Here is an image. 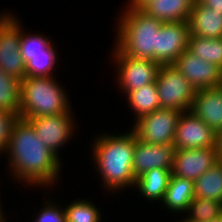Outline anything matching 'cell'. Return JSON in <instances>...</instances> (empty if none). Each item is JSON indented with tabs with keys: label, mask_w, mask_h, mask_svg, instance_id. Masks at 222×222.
<instances>
[{
	"label": "cell",
	"mask_w": 222,
	"mask_h": 222,
	"mask_svg": "<svg viewBox=\"0 0 222 222\" xmlns=\"http://www.w3.org/2000/svg\"><path fill=\"white\" fill-rule=\"evenodd\" d=\"M161 108L190 111L195 88L173 65H161L156 79Z\"/></svg>",
	"instance_id": "obj_5"
},
{
	"label": "cell",
	"mask_w": 222,
	"mask_h": 222,
	"mask_svg": "<svg viewBox=\"0 0 222 222\" xmlns=\"http://www.w3.org/2000/svg\"><path fill=\"white\" fill-rule=\"evenodd\" d=\"M1 201V200H0ZM0 205H2V203L0 202ZM3 208L0 206V222H7L4 215V211L2 210ZM3 211V212H2Z\"/></svg>",
	"instance_id": "obj_33"
},
{
	"label": "cell",
	"mask_w": 222,
	"mask_h": 222,
	"mask_svg": "<svg viewBox=\"0 0 222 222\" xmlns=\"http://www.w3.org/2000/svg\"><path fill=\"white\" fill-rule=\"evenodd\" d=\"M175 151L174 144H149L138 140L136 137L133 153V173L135 178L137 179L148 170L154 168L172 170Z\"/></svg>",
	"instance_id": "obj_14"
},
{
	"label": "cell",
	"mask_w": 222,
	"mask_h": 222,
	"mask_svg": "<svg viewBox=\"0 0 222 222\" xmlns=\"http://www.w3.org/2000/svg\"><path fill=\"white\" fill-rule=\"evenodd\" d=\"M220 160L217 146L179 149L175 151L171 173L195 182Z\"/></svg>",
	"instance_id": "obj_10"
},
{
	"label": "cell",
	"mask_w": 222,
	"mask_h": 222,
	"mask_svg": "<svg viewBox=\"0 0 222 222\" xmlns=\"http://www.w3.org/2000/svg\"><path fill=\"white\" fill-rule=\"evenodd\" d=\"M188 23L192 35L209 39L222 38V12H213L211 8L201 6L195 1Z\"/></svg>",
	"instance_id": "obj_17"
},
{
	"label": "cell",
	"mask_w": 222,
	"mask_h": 222,
	"mask_svg": "<svg viewBox=\"0 0 222 222\" xmlns=\"http://www.w3.org/2000/svg\"><path fill=\"white\" fill-rule=\"evenodd\" d=\"M187 50L222 69V38L209 39L190 34Z\"/></svg>",
	"instance_id": "obj_22"
},
{
	"label": "cell",
	"mask_w": 222,
	"mask_h": 222,
	"mask_svg": "<svg viewBox=\"0 0 222 222\" xmlns=\"http://www.w3.org/2000/svg\"><path fill=\"white\" fill-rule=\"evenodd\" d=\"M0 110L20 116V80L0 69Z\"/></svg>",
	"instance_id": "obj_23"
},
{
	"label": "cell",
	"mask_w": 222,
	"mask_h": 222,
	"mask_svg": "<svg viewBox=\"0 0 222 222\" xmlns=\"http://www.w3.org/2000/svg\"><path fill=\"white\" fill-rule=\"evenodd\" d=\"M207 222H222V215H220L219 217H217L213 220L207 221Z\"/></svg>",
	"instance_id": "obj_34"
},
{
	"label": "cell",
	"mask_w": 222,
	"mask_h": 222,
	"mask_svg": "<svg viewBox=\"0 0 222 222\" xmlns=\"http://www.w3.org/2000/svg\"><path fill=\"white\" fill-rule=\"evenodd\" d=\"M195 0H150L140 9L162 23L188 21Z\"/></svg>",
	"instance_id": "obj_16"
},
{
	"label": "cell",
	"mask_w": 222,
	"mask_h": 222,
	"mask_svg": "<svg viewBox=\"0 0 222 222\" xmlns=\"http://www.w3.org/2000/svg\"><path fill=\"white\" fill-rule=\"evenodd\" d=\"M50 39L41 34H26L21 27L20 52L24 63H27V55L47 54V46Z\"/></svg>",
	"instance_id": "obj_27"
},
{
	"label": "cell",
	"mask_w": 222,
	"mask_h": 222,
	"mask_svg": "<svg viewBox=\"0 0 222 222\" xmlns=\"http://www.w3.org/2000/svg\"><path fill=\"white\" fill-rule=\"evenodd\" d=\"M51 202H46V206L40 210L39 215L36 216L33 222H65L64 209L62 210L58 205L56 206L53 203L54 201Z\"/></svg>",
	"instance_id": "obj_29"
},
{
	"label": "cell",
	"mask_w": 222,
	"mask_h": 222,
	"mask_svg": "<svg viewBox=\"0 0 222 222\" xmlns=\"http://www.w3.org/2000/svg\"><path fill=\"white\" fill-rule=\"evenodd\" d=\"M172 65L196 91L222 85V69L196 57L188 50L183 52Z\"/></svg>",
	"instance_id": "obj_11"
},
{
	"label": "cell",
	"mask_w": 222,
	"mask_h": 222,
	"mask_svg": "<svg viewBox=\"0 0 222 222\" xmlns=\"http://www.w3.org/2000/svg\"><path fill=\"white\" fill-rule=\"evenodd\" d=\"M128 104L134 110L135 121L141 116L152 113L153 111L160 109V101L156 88V81L147 85H144L134 91L126 94Z\"/></svg>",
	"instance_id": "obj_21"
},
{
	"label": "cell",
	"mask_w": 222,
	"mask_h": 222,
	"mask_svg": "<svg viewBox=\"0 0 222 222\" xmlns=\"http://www.w3.org/2000/svg\"><path fill=\"white\" fill-rule=\"evenodd\" d=\"M194 182L185 178L171 175L168 187L162 199L163 206L171 212L181 213L188 209L194 196Z\"/></svg>",
	"instance_id": "obj_18"
},
{
	"label": "cell",
	"mask_w": 222,
	"mask_h": 222,
	"mask_svg": "<svg viewBox=\"0 0 222 222\" xmlns=\"http://www.w3.org/2000/svg\"><path fill=\"white\" fill-rule=\"evenodd\" d=\"M51 42L47 54L27 55L26 77H50L56 64V50Z\"/></svg>",
	"instance_id": "obj_24"
},
{
	"label": "cell",
	"mask_w": 222,
	"mask_h": 222,
	"mask_svg": "<svg viewBox=\"0 0 222 222\" xmlns=\"http://www.w3.org/2000/svg\"><path fill=\"white\" fill-rule=\"evenodd\" d=\"M181 113L174 109H157L137 119L132 131L138 140L149 144H173Z\"/></svg>",
	"instance_id": "obj_7"
},
{
	"label": "cell",
	"mask_w": 222,
	"mask_h": 222,
	"mask_svg": "<svg viewBox=\"0 0 222 222\" xmlns=\"http://www.w3.org/2000/svg\"><path fill=\"white\" fill-rule=\"evenodd\" d=\"M162 24L140 8L126 7L118 20L116 46L112 53L158 62V31Z\"/></svg>",
	"instance_id": "obj_3"
},
{
	"label": "cell",
	"mask_w": 222,
	"mask_h": 222,
	"mask_svg": "<svg viewBox=\"0 0 222 222\" xmlns=\"http://www.w3.org/2000/svg\"><path fill=\"white\" fill-rule=\"evenodd\" d=\"M20 23L11 13L0 14V69L21 81L26 66L20 52Z\"/></svg>",
	"instance_id": "obj_6"
},
{
	"label": "cell",
	"mask_w": 222,
	"mask_h": 222,
	"mask_svg": "<svg viewBox=\"0 0 222 222\" xmlns=\"http://www.w3.org/2000/svg\"><path fill=\"white\" fill-rule=\"evenodd\" d=\"M217 150L220 159H222V130L217 134Z\"/></svg>",
	"instance_id": "obj_32"
},
{
	"label": "cell",
	"mask_w": 222,
	"mask_h": 222,
	"mask_svg": "<svg viewBox=\"0 0 222 222\" xmlns=\"http://www.w3.org/2000/svg\"><path fill=\"white\" fill-rule=\"evenodd\" d=\"M186 220L207 222L222 215V202L194 197L188 206Z\"/></svg>",
	"instance_id": "obj_25"
},
{
	"label": "cell",
	"mask_w": 222,
	"mask_h": 222,
	"mask_svg": "<svg viewBox=\"0 0 222 222\" xmlns=\"http://www.w3.org/2000/svg\"><path fill=\"white\" fill-rule=\"evenodd\" d=\"M181 222H190V221H187V220L184 218Z\"/></svg>",
	"instance_id": "obj_35"
},
{
	"label": "cell",
	"mask_w": 222,
	"mask_h": 222,
	"mask_svg": "<svg viewBox=\"0 0 222 222\" xmlns=\"http://www.w3.org/2000/svg\"><path fill=\"white\" fill-rule=\"evenodd\" d=\"M199 5L211 8V11L222 12V0H195Z\"/></svg>",
	"instance_id": "obj_30"
},
{
	"label": "cell",
	"mask_w": 222,
	"mask_h": 222,
	"mask_svg": "<svg viewBox=\"0 0 222 222\" xmlns=\"http://www.w3.org/2000/svg\"><path fill=\"white\" fill-rule=\"evenodd\" d=\"M86 200H74L67 207L63 208L65 222H100L101 213L95 204Z\"/></svg>",
	"instance_id": "obj_26"
},
{
	"label": "cell",
	"mask_w": 222,
	"mask_h": 222,
	"mask_svg": "<svg viewBox=\"0 0 222 222\" xmlns=\"http://www.w3.org/2000/svg\"><path fill=\"white\" fill-rule=\"evenodd\" d=\"M194 196L222 202V159L194 182Z\"/></svg>",
	"instance_id": "obj_20"
},
{
	"label": "cell",
	"mask_w": 222,
	"mask_h": 222,
	"mask_svg": "<svg viewBox=\"0 0 222 222\" xmlns=\"http://www.w3.org/2000/svg\"><path fill=\"white\" fill-rule=\"evenodd\" d=\"M20 117L12 112L0 110V153L6 152L14 124Z\"/></svg>",
	"instance_id": "obj_28"
},
{
	"label": "cell",
	"mask_w": 222,
	"mask_h": 222,
	"mask_svg": "<svg viewBox=\"0 0 222 222\" xmlns=\"http://www.w3.org/2000/svg\"><path fill=\"white\" fill-rule=\"evenodd\" d=\"M113 57L118 68V86L125 94L156 81L161 66L158 62L125 54H114Z\"/></svg>",
	"instance_id": "obj_8"
},
{
	"label": "cell",
	"mask_w": 222,
	"mask_h": 222,
	"mask_svg": "<svg viewBox=\"0 0 222 222\" xmlns=\"http://www.w3.org/2000/svg\"><path fill=\"white\" fill-rule=\"evenodd\" d=\"M150 0H130L127 4V7L141 8L145 3Z\"/></svg>",
	"instance_id": "obj_31"
},
{
	"label": "cell",
	"mask_w": 222,
	"mask_h": 222,
	"mask_svg": "<svg viewBox=\"0 0 222 222\" xmlns=\"http://www.w3.org/2000/svg\"><path fill=\"white\" fill-rule=\"evenodd\" d=\"M72 113L66 112L64 114L41 116L29 118L28 121L34 127L39 139L43 145L50 149L58 157V149L72 138L73 125Z\"/></svg>",
	"instance_id": "obj_12"
},
{
	"label": "cell",
	"mask_w": 222,
	"mask_h": 222,
	"mask_svg": "<svg viewBox=\"0 0 222 222\" xmlns=\"http://www.w3.org/2000/svg\"><path fill=\"white\" fill-rule=\"evenodd\" d=\"M190 111L218 134L222 130V85L197 90Z\"/></svg>",
	"instance_id": "obj_15"
},
{
	"label": "cell",
	"mask_w": 222,
	"mask_h": 222,
	"mask_svg": "<svg viewBox=\"0 0 222 222\" xmlns=\"http://www.w3.org/2000/svg\"><path fill=\"white\" fill-rule=\"evenodd\" d=\"M171 170L154 168L136 179L135 187L149 201H162L171 178Z\"/></svg>",
	"instance_id": "obj_19"
},
{
	"label": "cell",
	"mask_w": 222,
	"mask_h": 222,
	"mask_svg": "<svg viewBox=\"0 0 222 222\" xmlns=\"http://www.w3.org/2000/svg\"><path fill=\"white\" fill-rule=\"evenodd\" d=\"M173 144L176 150L217 146V133L191 111L181 113Z\"/></svg>",
	"instance_id": "obj_9"
},
{
	"label": "cell",
	"mask_w": 222,
	"mask_h": 222,
	"mask_svg": "<svg viewBox=\"0 0 222 222\" xmlns=\"http://www.w3.org/2000/svg\"><path fill=\"white\" fill-rule=\"evenodd\" d=\"M32 126L19 118L12 129L6 155L11 174L27 185L47 187L57 181L60 175V158L42 144Z\"/></svg>",
	"instance_id": "obj_1"
},
{
	"label": "cell",
	"mask_w": 222,
	"mask_h": 222,
	"mask_svg": "<svg viewBox=\"0 0 222 222\" xmlns=\"http://www.w3.org/2000/svg\"><path fill=\"white\" fill-rule=\"evenodd\" d=\"M68 95L53 78L25 77L20 81V118L51 116L72 112Z\"/></svg>",
	"instance_id": "obj_4"
},
{
	"label": "cell",
	"mask_w": 222,
	"mask_h": 222,
	"mask_svg": "<svg viewBox=\"0 0 222 222\" xmlns=\"http://www.w3.org/2000/svg\"><path fill=\"white\" fill-rule=\"evenodd\" d=\"M189 37L188 21L163 23L158 31V63L172 65L187 50Z\"/></svg>",
	"instance_id": "obj_13"
},
{
	"label": "cell",
	"mask_w": 222,
	"mask_h": 222,
	"mask_svg": "<svg viewBox=\"0 0 222 222\" xmlns=\"http://www.w3.org/2000/svg\"><path fill=\"white\" fill-rule=\"evenodd\" d=\"M136 144L134 132L120 135L102 134L95 137L92 145L93 161L99 170L104 187L120 191L136 185L133 173V153Z\"/></svg>",
	"instance_id": "obj_2"
}]
</instances>
